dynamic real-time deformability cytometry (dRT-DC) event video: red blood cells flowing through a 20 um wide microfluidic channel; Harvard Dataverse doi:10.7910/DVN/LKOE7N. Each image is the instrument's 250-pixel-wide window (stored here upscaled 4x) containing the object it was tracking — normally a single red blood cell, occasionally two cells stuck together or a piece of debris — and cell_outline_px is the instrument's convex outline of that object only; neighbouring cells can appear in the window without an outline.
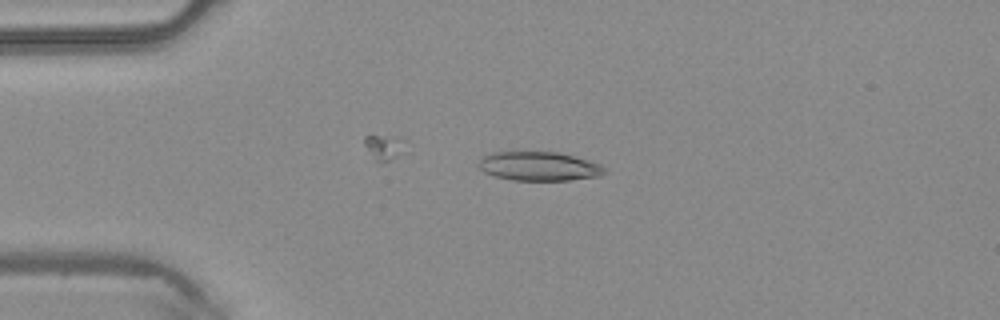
{"species": "common noctule bat (a hibernating species)", "species_latin": "Nyctalus noctula", "temperature_condition": "warm", "stored_images_in_passage": 35, "camera_frame_rate_fps": 3000, "um_per_image_px": 0.085, "animal": {"sex": "male", "body_mass_g": 20.4}, "frame": {"image": 1, "passage_image": 1, "time_ms": 0.0, "image_size_px": [1000, 320], "cell_outline_px": [[608, 172], [600, 176], [568, 180], [512, 180], [496, 176], [484, 172], [476, 164], [484, 156], [492, 152], [560, 152], [588, 160], [600, 164], [608, 168]], "centroid_in_image_um": [45.86, 14.13], "position_along_channel_um": 39.1, "area_um2": 21.39}}
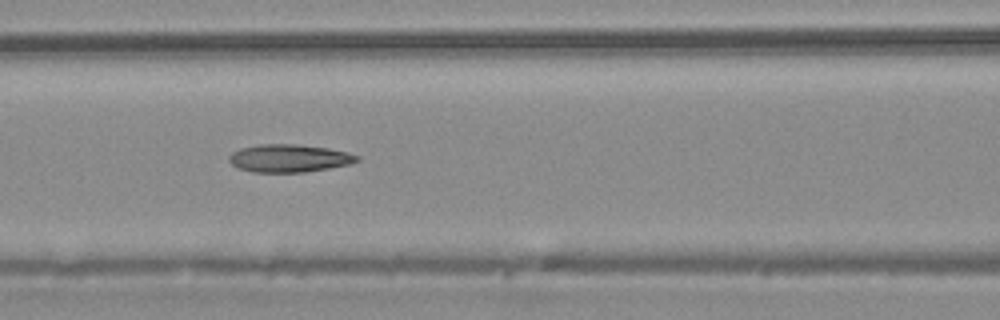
{"frame": {"image": 2, "passage_image": 10, "time_ms": 3.0, "image_size_px": [1000, 320], "cell_outline_px": [[360, 160], [348, 164], [328, 168], [304, 172], [252, 172], [236, 168], [228, 160], [228, 156], [232, 152], [240, 148], [260, 144], [296, 144], [328, 148], [348, 152], [360, 156]], "centroid_in_image_um": [24.54, 13.45], "position_along_channel_um": 142.1, "area_um2": 20.81}}
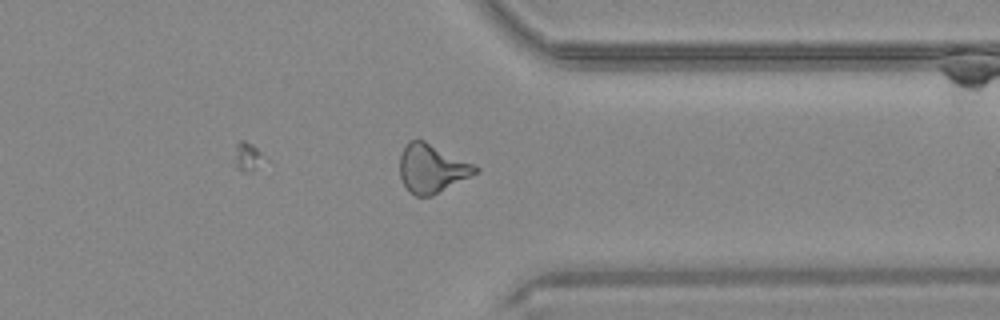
{"frame": {"image": 3, "passage_image": 26, "time_ms": 8.333, "image_size_px": [1000, 320], "cell_outline_px": [[480, 172], [432, 196], [416, 196], [404, 184], [400, 176], [400, 156], [408, 140], [424, 140], [476, 164], [480, 168]], "centroid_in_image_um": [36.76, 14.31], "position_along_channel_um": 374.6, "area_um2": 21.5}}